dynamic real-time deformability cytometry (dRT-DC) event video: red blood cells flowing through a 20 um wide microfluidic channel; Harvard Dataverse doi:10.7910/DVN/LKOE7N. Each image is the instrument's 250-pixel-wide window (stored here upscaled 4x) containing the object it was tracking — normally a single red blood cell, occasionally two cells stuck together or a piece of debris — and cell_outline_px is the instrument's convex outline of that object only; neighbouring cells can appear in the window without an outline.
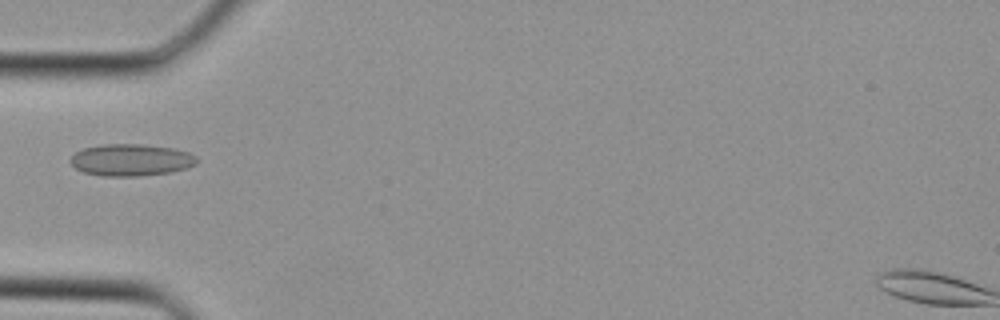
{"species": "Egyptian fruit bat (a non-hibernating species)", "species_latin": "Rousettus aegyptiacus", "temperature_condition": "cold", "stored_images_in_passage": 31, "camera_frame_rate_fps": 3000, "um_per_image_px": 0.085, "animal": {"sex": "female"}, "frame": {"image": 1, "passage_image": 7, "time_ms": 2.0, "image_size_px": [1000, 320], "cell_outline_px": [[200, 160], [196, 164], [188, 168], [168, 172], [136, 176], [104, 176], [84, 172], [76, 168], [68, 160], [76, 152], [84, 148], [100, 144], [140, 144], [172, 148], [188, 152], [196, 156]], "centroid_in_image_um": [11.15, 13.59], "position_along_channel_um": 73.9, "area_um2": 23.47}}
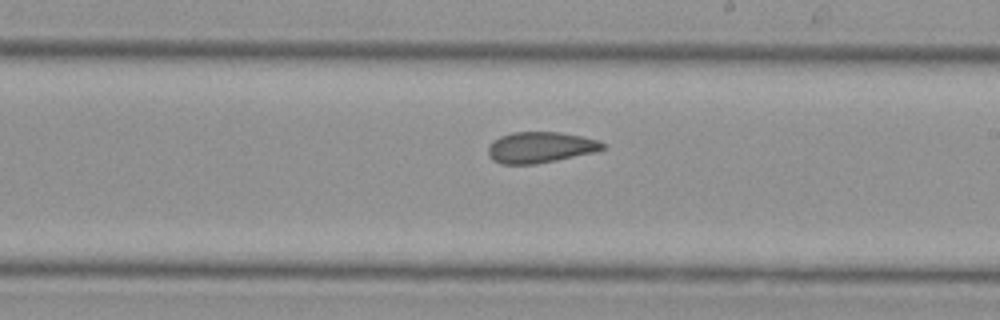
{"frame": {"image": 2, "passage_image": 16, "time_ms": 5.0, "image_size_px": [1000, 320], "cell_outline_px": [[608, 148], [596, 152], [536, 164], [500, 164], [492, 160], [488, 156], [488, 148], [492, 140], [500, 136], [512, 132], [560, 132], [600, 140], [608, 144]], "centroid_in_image_um": [45.96, 12.52], "position_along_channel_um": 243.0, "area_um2": 21.04}}
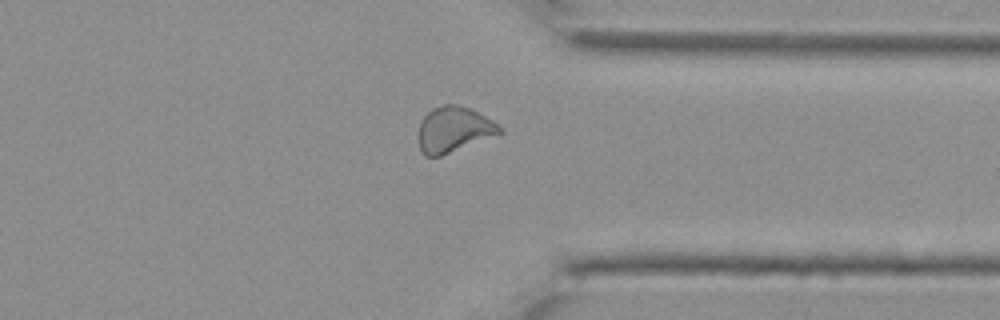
{"frame": {"image": 3, "passage_image": 23, "time_ms": 7.333, "image_size_px": [1000, 320], "cell_outline_px": [[504, 132], [440, 156], [424, 156], [420, 152], [420, 120], [432, 108], [444, 104], [460, 104], [472, 108], [492, 120], [504, 128]], "centroid_in_image_um": [38.59, 10.98], "position_along_channel_um": 372.8, "area_um2": 21.56}}